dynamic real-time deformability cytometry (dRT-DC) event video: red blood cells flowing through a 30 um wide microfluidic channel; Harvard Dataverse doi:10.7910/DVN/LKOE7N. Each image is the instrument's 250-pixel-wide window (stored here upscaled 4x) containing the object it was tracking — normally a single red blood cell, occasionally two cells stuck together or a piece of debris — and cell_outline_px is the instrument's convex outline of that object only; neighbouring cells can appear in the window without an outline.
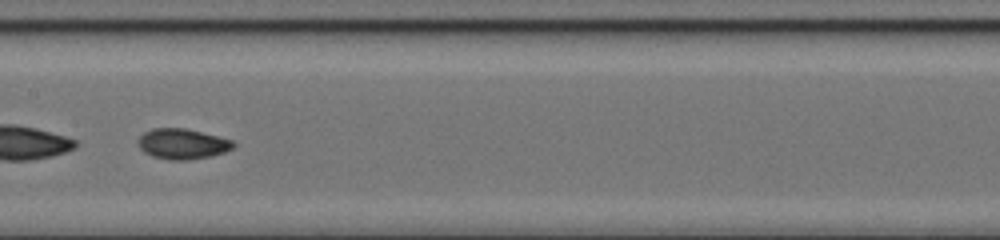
{"species": "common noctule bat (a hibernating species)", "species_latin": "Nyctalus noctula", "temperature_condition": "cold", "stored_images_in_passage": 48, "segment_of_instrument_passage": [2, 2], "camera_frame_rate_fps": 3000, "um_per_image_px": 0.085, "animal": {"sex": "female", "body_mass_g": 17.0, "forearm_length_mm": 48.0}, "frame": {"image": 1, "passage_image": 25, "time_ms": 8.0, "image_size_px": [1000, 240], "cell_outline_px": [[236, 144], [232, 148], [224, 152], [212, 156], [188, 160], [168, 160], [152, 156], [144, 152], [136, 144], [136, 140], [144, 132], [152, 128], [184, 128], [232, 140]], "centroid_in_image_um": [15.46, 12.24], "position_along_channel_um": 191.9, "area_um2": 16.94}}
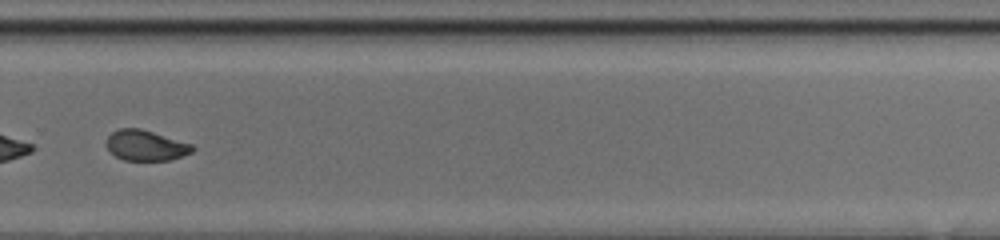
{"frame": {"image": 2, "passage_image": 34, "time_ms": 11.0, "image_size_px": [1000, 240], "cell_outline_px": [[196, 148], [192, 152], [168, 160], [124, 160], [116, 156], [104, 144], [108, 136], [112, 132], [120, 128], [140, 128], [192, 144]], "centroid_in_image_um": [12.37, 12.35], "position_along_channel_um": 317.4, "area_um2": 15.14}}